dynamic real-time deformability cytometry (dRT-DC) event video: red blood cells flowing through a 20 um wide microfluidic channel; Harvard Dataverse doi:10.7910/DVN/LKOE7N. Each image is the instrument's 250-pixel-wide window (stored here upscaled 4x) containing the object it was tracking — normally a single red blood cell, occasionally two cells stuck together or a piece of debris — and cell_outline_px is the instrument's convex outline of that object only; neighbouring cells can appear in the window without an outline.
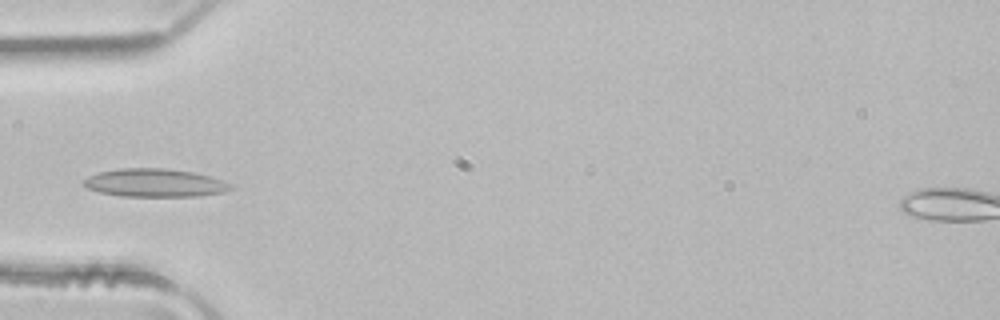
{"species": "common noctule bat (a hibernating species)", "species_latin": "Nyctalus noctula", "temperature_condition": "room temperature", "stored_images_in_passage": 6, "camera_frame_rate_fps": 3000, "um_per_image_px": 0.085, "animal": {"sex": "male", "body_mass_g": 21.5, "forearm_length_mm": 52.0}, "frame": {"image": 1, "passage_image": 5, "time_ms": 1.333, "image_size_px": [1000, 320], "cell_outline_px": [[232, 188], [224, 192], [200, 196], [120, 196], [100, 192], [88, 188], [80, 184], [88, 176], [100, 172], [120, 168], [164, 168], [192, 172], [212, 176], [224, 180], [232, 184]], "centroid_in_image_um": [13.17, 15.54], "position_along_channel_um": 71.8, "area_um2": 24.22}}
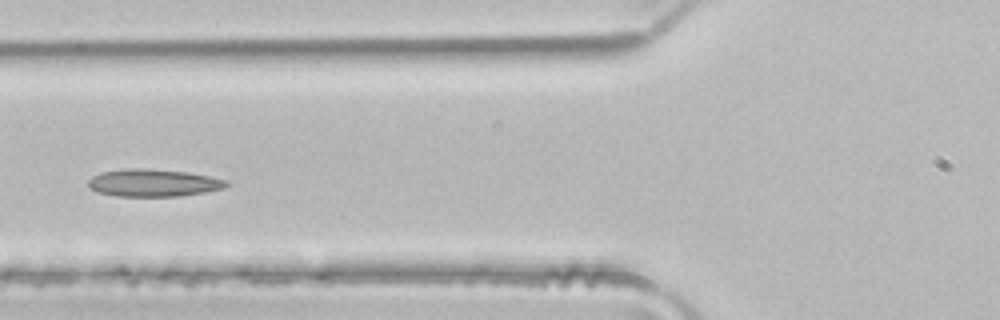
{"frame": {"image": 2, "passage_image": 6, "time_ms": 1.667, "image_size_px": [1000, 320], "cell_outline_px": [[228, 184], [224, 188], [204, 192], [180, 196], [116, 196], [96, 192], [88, 188], [88, 180], [92, 176], [100, 172], [128, 168], [148, 168], [188, 172], [212, 176], [228, 180]], "centroid_in_image_um": [13.01, 15.53], "position_along_channel_um": 112.8, "area_um2": 22.37}}